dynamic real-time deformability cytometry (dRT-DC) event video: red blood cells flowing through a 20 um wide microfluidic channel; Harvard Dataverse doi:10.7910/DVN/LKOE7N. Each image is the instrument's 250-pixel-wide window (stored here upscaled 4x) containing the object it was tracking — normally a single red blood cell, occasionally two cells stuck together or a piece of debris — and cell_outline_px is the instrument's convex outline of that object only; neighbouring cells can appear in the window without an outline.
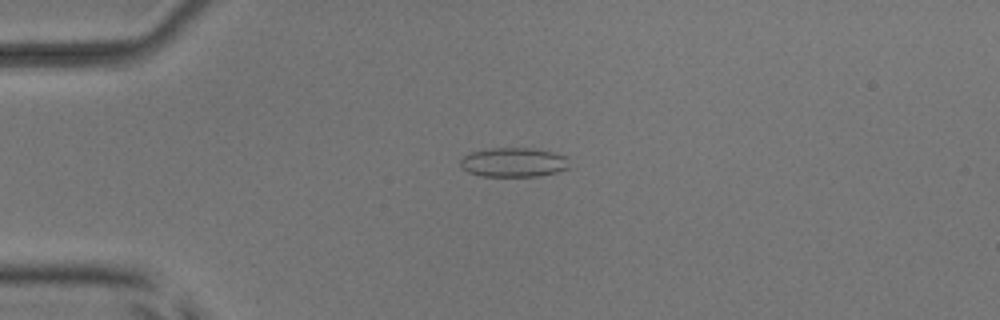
{"species": "common noctule bat (a hibernating species)", "species_latin": "Nyctalus noctula", "temperature_condition": "room temperature", "stored_images_in_passage": 53, "camera_frame_rate_fps": 3000, "um_per_image_px": 0.085, "animal": {"sex": "male", "body_mass_g": 17.9, "forearm_length_mm": 54.2}, "frame": {"image": 1, "passage_image": 14, "time_ms": 4.333, "image_size_px": [1000, 320], "cell_outline_px": [[568, 168], [556, 172], [540, 176], [480, 176], [468, 172], [460, 164], [460, 160], [464, 156], [472, 152], [492, 148], [532, 148], [552, 152], [568, 156]], "centroid_in_image_um": [43.67, 13.8], "position_along_channel_um": 41.3, "area_um2": 18.55}}
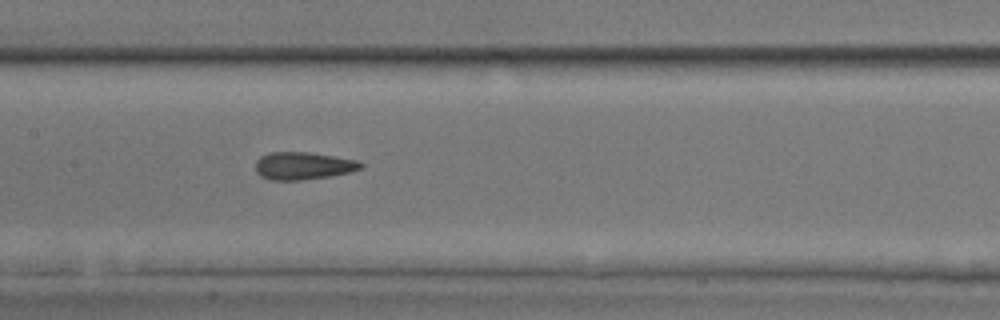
{"frame": {"image": 2, "passage_image": 27, "time_ms": 8.667, "image_size_px": [1000, 320], "cell_outline_px": [[364, 168], [348, 172], [328, 176], [300, 180], [272, 180], [260, 176], [256, 172], [256, 160], [260, 156], [268, 152], [308, 152], [356, 160], [364, 164]], "centroid_in_image_um": [25.74, 14.09], "position_along_channel_um": 181.7, "area_um2": 16.82}}
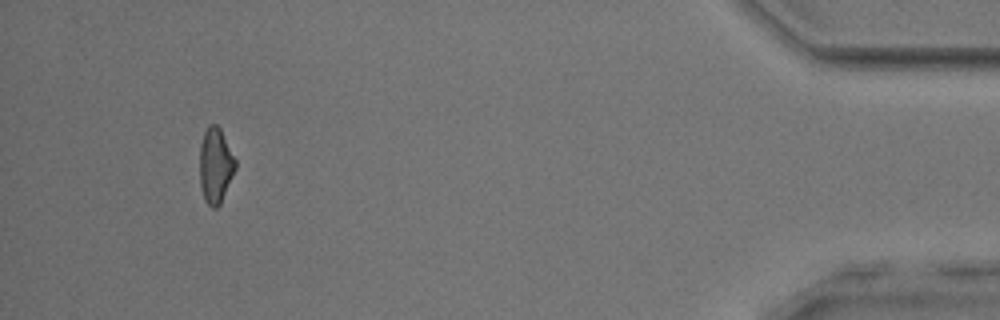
{"frame": {"image": 3, "passage_image": 50, "time_ms": 16.333, "image_size_px": [1000, 320], "cell_outline_px": [[236, 168], [220, 204], [216, 208], [212, 208], [204, 200], [200, 188], [200, 144], [204, 132], [208, 124], [216, 124], [220, 128], [236, 160]], "centroid_in_image_um": [18.3, 14.07], "position_along_channel_um": 416.9, "area_um2": 15.72}, "authors_computed_cell_mechanics": {"area_um2": 16.8776, "velocity_mm_per_s": 3.9497, "shape_relaxation_time_tau1_ms": 6.1739, "shape_relaxation_time_tau2_ms": 1.4291, "deformation_change_tau1": 0.1141, "deformation_change_tau2": 0.0987}}